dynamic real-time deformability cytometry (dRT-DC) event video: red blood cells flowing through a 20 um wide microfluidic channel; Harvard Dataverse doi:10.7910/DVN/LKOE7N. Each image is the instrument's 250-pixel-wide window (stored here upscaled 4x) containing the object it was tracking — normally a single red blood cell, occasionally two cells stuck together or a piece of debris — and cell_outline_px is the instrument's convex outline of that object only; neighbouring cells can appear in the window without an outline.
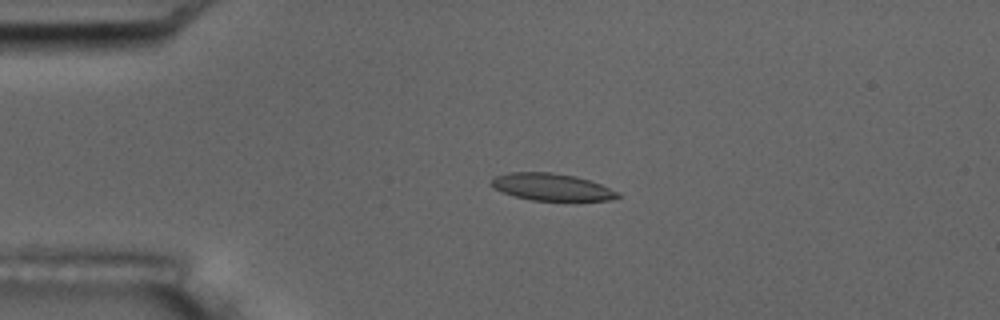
{"species": "common noctule bat (a hibernating species)", "species_latin": "Nyctalus noctula", "temperature_condition": "room temperature", "stored_images_in_passage": 5, "camera_frame_rate_fps": 3000, "um_per_image_px": 0.085, "animal": {"sex": "male", "body_mass_g": 17.5, "forearm_length_mm": 52.3}, "frame": {"image": 1, "passage_image": 4, "time_ms": 3.333, "image_size_px": [1000, 320], "cell_outline_px": [[620, 196], [608, 200], [532, 200], [516, 196], [492, 188], [488, 184], [496, 176], [508, 172], [552, 172], [576, 176], [600, 184], [620, 192]], "centroid_in_image_um": [46.86, 15.88], "position_along_channel_um": 38.1, "area_um2": 19.83}}